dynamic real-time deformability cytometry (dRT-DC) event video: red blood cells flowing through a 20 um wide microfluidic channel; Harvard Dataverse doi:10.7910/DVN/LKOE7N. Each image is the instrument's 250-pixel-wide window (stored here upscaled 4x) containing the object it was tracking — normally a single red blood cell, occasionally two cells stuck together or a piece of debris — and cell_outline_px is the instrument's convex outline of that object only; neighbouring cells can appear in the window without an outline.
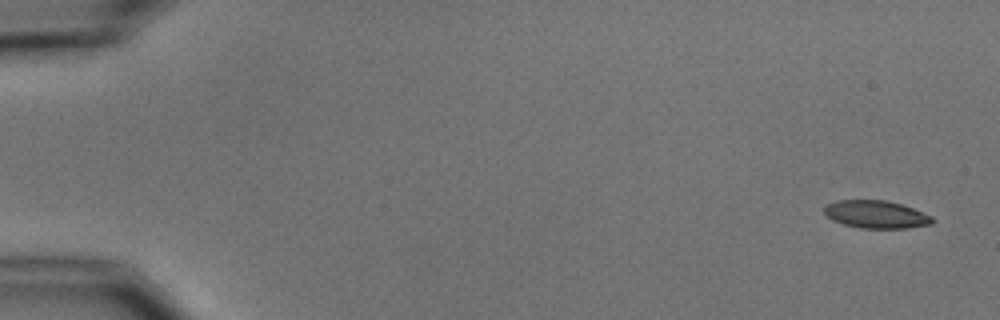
{"species": "common noctule bat (a hibernating species)", "species_latin": "Nyctalus noctula", "temperature_condition": "cold", "stored_images_in_passage": 5, "camera_frame_rate_fps": 3000, "um_per_image_px": 0.085, "animal": {"sex": "male", "body_mass_g": 15.6}, "frame": {"image": 1, "passage_image": 1, "time_ms": 0.0, "image_size_px": [1000, 320], "cell_outline_px": [[932, 224], [908, 228], [860, 228], [844, 224], [832, 220], [824, 212], [824, 208], [828, 204], [836, 200], [884, 200], [900, 204], [912, 208], [932, 216]], "centroid_in_image_um": [74.45, 18.22], "position_along_channel_um": 10.5, "area_um2": 17.28}}
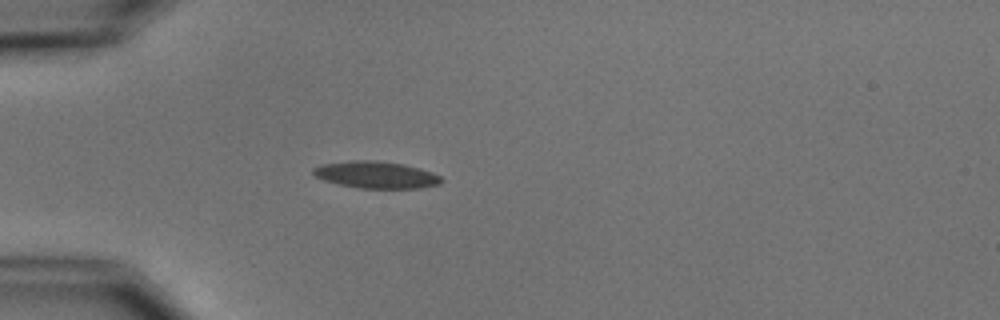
{"frame": {"image": 2, "passage_image": 5, "time_ms": 4.667, "image_size_px": [1000, 320], "cell_outline_px": [[444, 180], [440, 184], [420, 188], [360, 188], [340, 184], [324, 180], [316, 176], [312, 172], [312, 168], [320, 164], [352, 160], [376, 160], [404, 164], [420, 168], [432, 172], [440, 176]], "centroid_in_image_um": [31.98, 14.85], "position_along_channel_um": 53.0, "area_um2": 20.17}}